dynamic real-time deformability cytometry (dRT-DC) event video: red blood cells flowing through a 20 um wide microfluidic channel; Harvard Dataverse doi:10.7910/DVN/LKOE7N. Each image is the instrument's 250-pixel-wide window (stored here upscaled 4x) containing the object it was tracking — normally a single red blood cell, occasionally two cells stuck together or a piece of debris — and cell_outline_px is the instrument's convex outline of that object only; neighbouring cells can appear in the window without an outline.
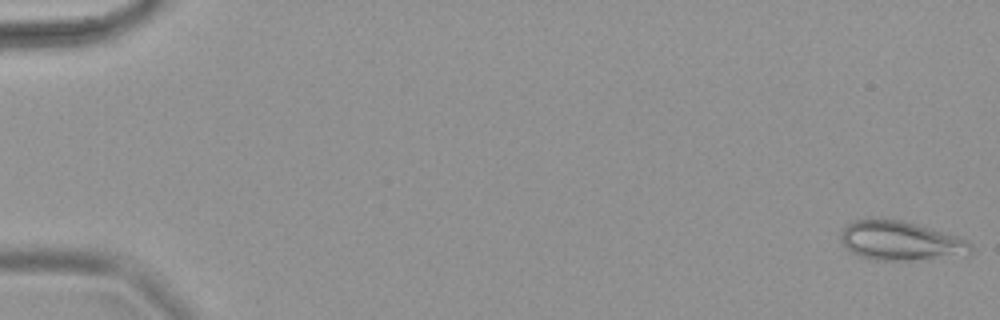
{"species": "common noctule bat (a hibernating species)", "species_latin": "Nyctalus noctula", "temperature_condition": "warm", "stored_images_in_passage": 64, "camera_frame_rate_fps": 3000, "um_per_image_px": 0.085, "animal": {"sex": "female", "body_mass_g": 18.4}, "frame": {"image": 1, "passage_image": 1, "time_ms": 0.0, "image_size_px": [1000, 320], "cell_outline_px": [[972, 256], [908, 260], [876, 260], [860, 256], [852, 252], [840, 240], [840, 232], [852, 220], [872, 216], [900, 220], [916, 224], [960, 236], [968, 240], [972, 244]], "centroid_in_image_um": [76.6, 20.45], "position_along_channel_um": 8.4, "area_um2": 30.52}}
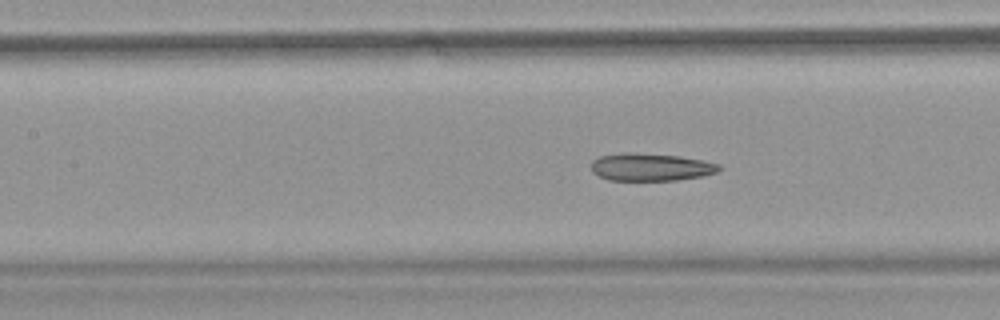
{"frame": {"image": 2, "passage_image": 30, "time_ms": 9.667, "image_size_px": [1000, 320], "cell_outline_px": [[720, 168], [716, 172], [704, 176], [676, 180], [608, 180], [592, 172], [592, 160], [600, 156], [624, 152], [632, 152], [680, 156], [720, 164]], "centroid_in_image_um": [55.29, 14.2], "position_along_channel_um": 152.1, "area_um2": 20.52}}
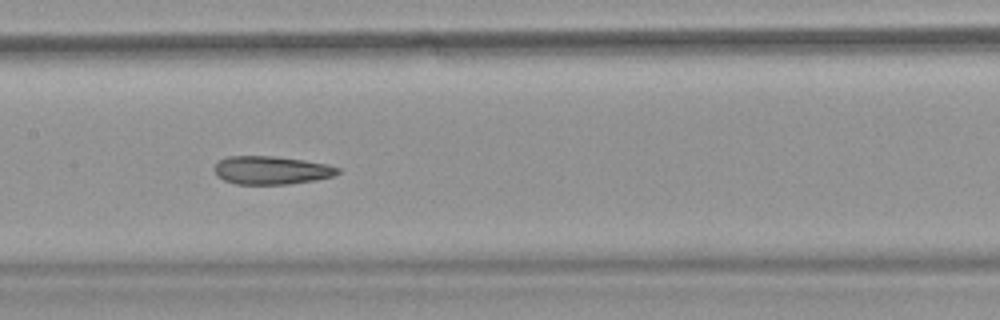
{"frame": {"image": 3, "passage_image": 33, "time_ms": 10.667, "image_size_px": [1000, 320], "cell_outline_px": [[340, 172], [332, 176], [316, 180], [288, 184], [236, 184], [224, 180], [216, 176], [212, 168], [220, 160], [228, 156], [272, 156], [304, 160], [328, 164], [340, 168]], "centroid_in_image_um": [23.05, 14.47], "position_along_channel_um": 184.4, "area_um2": 20.4}}